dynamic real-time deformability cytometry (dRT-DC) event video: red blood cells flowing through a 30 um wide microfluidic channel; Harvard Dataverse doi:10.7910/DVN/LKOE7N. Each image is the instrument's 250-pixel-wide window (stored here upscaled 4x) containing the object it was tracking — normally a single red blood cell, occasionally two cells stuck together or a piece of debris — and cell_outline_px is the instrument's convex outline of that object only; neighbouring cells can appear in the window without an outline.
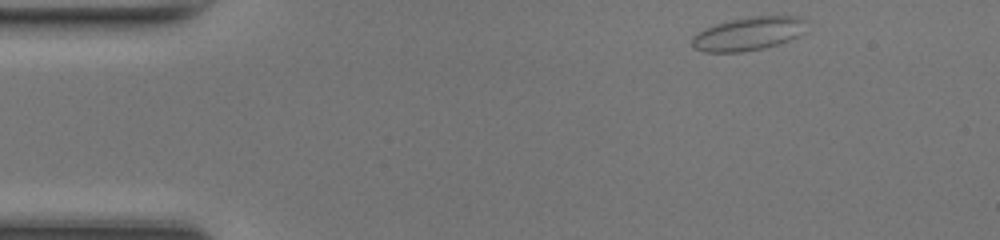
{"species": "common noctule bat (a hibernating species)", "species_latin": "Nyctalus noctula", "temperature_condition": "room temperature", "stored_images_in_passage": 6, "camera_frame_rate_fps": 3000, "um_per_image_px": 0.085, "animal": {"sex": "female", "body_mass_g": 17.0, "forearm_length_mm": 48.0}, "frame": {"image": 1, "passage_image": 1, "time_ms": 0.0, "image_size_px": [1000, 240], "cell_outline_px": [[804, 32], [788, 40], [776, 44], [760, 48], [740, 52], [704, 52], [692, 48], [692, 36], [704, 28], [716, 24], [748, 16], [800, 16], [804, 20]], "centroid_in_image_um": [63.55, 2.86], "position_along_channel_um": 21.4, "area_um2": 22.02}}